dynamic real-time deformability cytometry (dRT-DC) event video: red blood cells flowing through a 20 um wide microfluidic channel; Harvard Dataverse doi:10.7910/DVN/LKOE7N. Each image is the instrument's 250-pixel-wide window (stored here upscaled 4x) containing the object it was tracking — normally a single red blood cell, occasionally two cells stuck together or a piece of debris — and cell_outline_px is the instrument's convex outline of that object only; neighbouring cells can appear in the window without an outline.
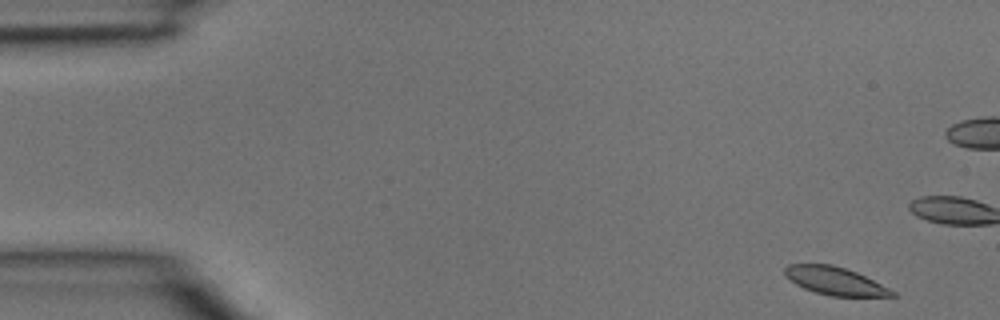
{"species": "common noctule bat (a hibernating species)", "species_latin": "Nyctalus noctula", "temperature_condition": "room temperature", "stored_images_in_passage": 5, "camera_frame_rate_fps": 3000, "um_per_image_px": 0.085, "animal": {"sex": "male", "body_mass_g": 15.6}, "frame": {"image": 1, "passage_image": 1, "time_ms": 0.0, "image_size_px": [1000, 320], "cell_outline_px": [[896, 296], [828, 296], [804, 288], [796, 284], [784, 276], [784, 268], [788, 264], [832, 264], [856, 272], [896, 292]], "centroid_in_image_um": [70.93, 23.88], "position_along_channel_um": 14.1, "area_um2": 17.28}}